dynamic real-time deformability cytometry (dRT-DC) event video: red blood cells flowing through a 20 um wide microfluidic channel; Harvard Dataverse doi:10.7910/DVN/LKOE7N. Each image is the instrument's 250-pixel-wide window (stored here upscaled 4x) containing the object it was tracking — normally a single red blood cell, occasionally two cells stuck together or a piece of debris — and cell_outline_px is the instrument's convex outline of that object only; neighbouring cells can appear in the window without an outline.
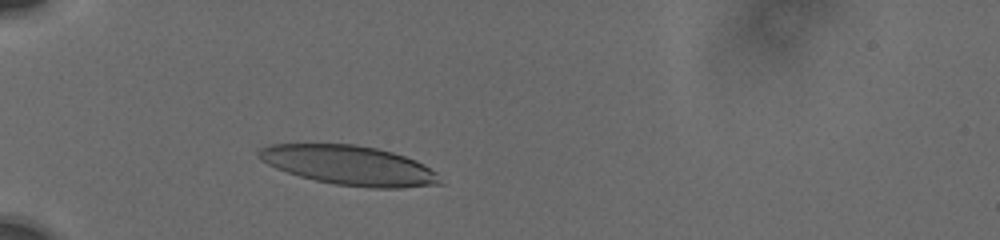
{"species": "human", "species_latin": "Homo sapiens", "temperature_condition": "cold", "stored_images_in_passage": 27, "camera_frame_rate_fps": 3000, "um_per_image_px": 0.085, "donor": {"sex": "male"}, "frame": {"image": 1, "passage_image": 4, "time_ms": 2.333, "image_size_px": [1000, 240], "cell_outline_px": [[444, 184], [400, 188], [372, 188], [332, 184], [300, 176], [276, 168], [260, 160], [256, 156], [256, 152], [260, 148], [268, 144], [356, 144], [376, 148], [392, 152], [416, 160], [424, 164], [436, 172]], "centroid_in_image_um": [29.68, 14.05], "position_along_channel_um": 55.3, "area_um2": 41.85}}
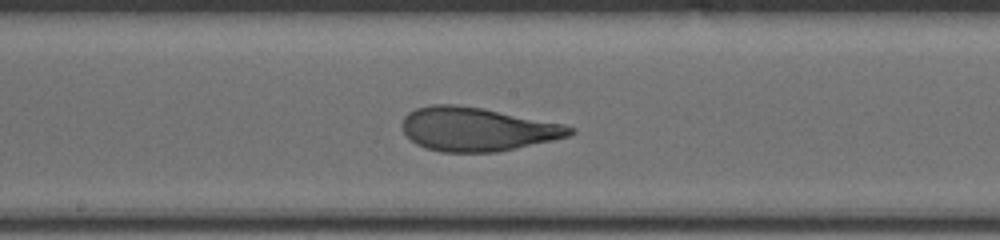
{"frame": {"image": 2, "passage_image": 14, "time_ms": 7.0, "image_size_px": [1000, 240], "cell_outline_px": [[576, 132], [568, 136], [552, 140], [496, 152], [440, 152], [424, 148], [416, 144], [404, 132], [400, 124], [404, 116], [408, 112], [416, 108], [432, 104], [456, 104], [480, 108], [564, 124], [576, 128]], "centroid_in_image_um": [40.52, 10.98], "position_along_channel_um": 207.7, "area_um2": 42.6}}
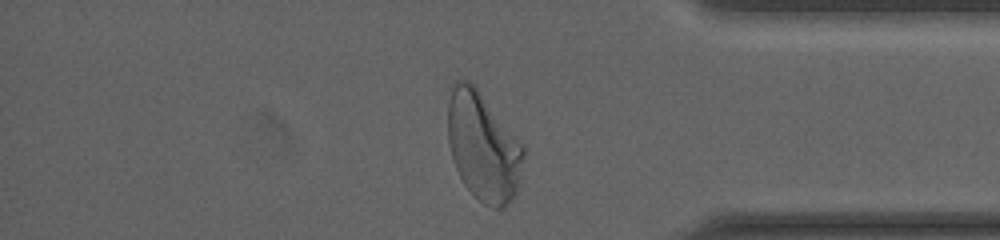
{"frame": {"image": 3, "passage_image": 27, "time_ms": 12.333, "image_size_px": [1000, 240], "cell_outline_px": [[524, 156], [520, 176], [516, 192], [512, 200], [504, 208], [492, 208], [484, 204], [472, 196], [464, 184], [452, 160], [448, 140], [448, 104], [452, 80], [468, 80], [476, 88], [524, 148]], "centroid_in_image_um": [41.03, 12.5], "position_along_channel_um": 394.2, "area_um2": 47.4}, "authors_computed_cell_mechanics": {"area_um2": 42.194, "velocity_mm_per_s": 3.7268, "shape_relaxation_time_tau1_ms": 4.2656, "shape_relaxation_time_tau2_ms": 0.8817, "deformation_change_tau1": 0.1969, "deformation_change_tau2": 0.0832}}